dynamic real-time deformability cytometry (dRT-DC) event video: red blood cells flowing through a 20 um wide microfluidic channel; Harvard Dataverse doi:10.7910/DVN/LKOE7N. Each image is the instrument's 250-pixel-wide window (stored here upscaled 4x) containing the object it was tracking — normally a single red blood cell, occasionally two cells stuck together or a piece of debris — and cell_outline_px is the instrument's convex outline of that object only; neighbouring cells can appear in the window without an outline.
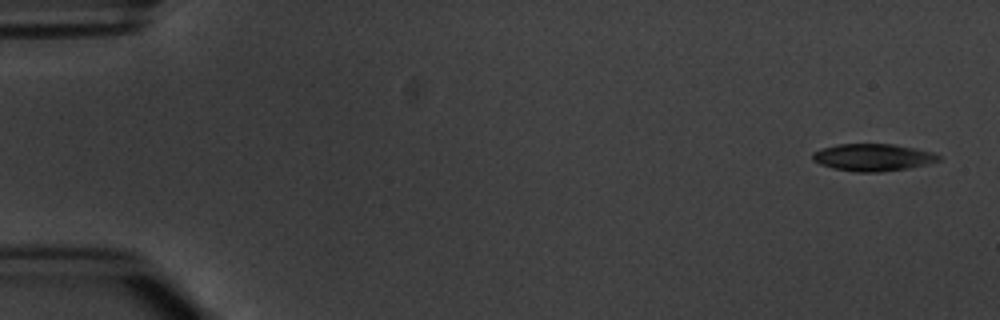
{"species": "common noctule bat (a hibernating species)", "species_latin": "Nyctalus noctula", "temperature_condition": "warm", "stored_images_in_passage": 5, "camera_frame_rate_fps": 3000, "um_per_image_px": 0.085, "animal": {"sex": "male", "body_mass_g": 20.1, "forearm_length_mm": 53.5}, "frame": {"image": 1, "passage_image": 1, "time_ms": 0.0, "image_size_px": [1000, 320], "cell_outline_px": [[940, 160], [908, 168], [880, 172], [856, 172], [832, 168], [820, 164], [812, 160], [812, 152], [820, 148], [836, 144], [892, 144], [916, 148], [932, 152], [940, 156]], "centroid_in_image_um": [74.14, 13.37], "position_along_channel_um": 10.9, "area_um2": 20.0}}